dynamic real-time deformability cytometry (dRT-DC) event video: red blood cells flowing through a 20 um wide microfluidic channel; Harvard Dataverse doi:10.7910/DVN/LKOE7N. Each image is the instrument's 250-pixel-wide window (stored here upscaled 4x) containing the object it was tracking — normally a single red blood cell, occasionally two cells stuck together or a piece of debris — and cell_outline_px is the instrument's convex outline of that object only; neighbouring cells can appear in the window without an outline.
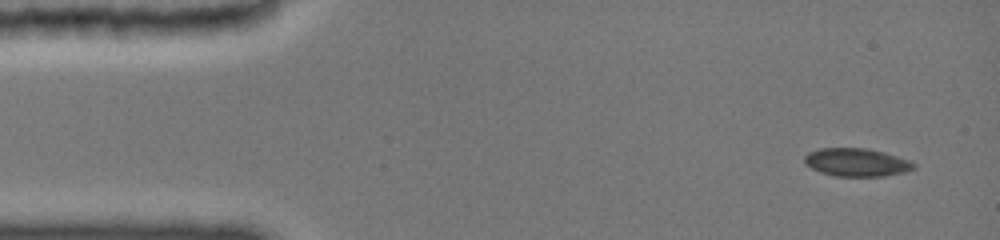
{"species": "common noctule bat (a hibernating species)", "species_latin": "Nyctalus noctula", "temperature_condition": "cold", "stored_images_in_passage": 9, "camera_frame_rate_fps": 3000, "um_per_image_px": 0.085, "animal": {"sex": "female", "body_mass_g": 19.0, "forearm_length_mm": 51.5}, "frame": {"image": 1, "passage_image": 1, "time_ms": 0.0, "image_size_px": [1000, 240], "cell_outline_px": [[916, 168], [904, 172], [884, 176], [832, 176], [820, 172], [804, 164], [804, 156], [808, 152], [820, 148], [864, 148], [880, 152], [908, 160], [916, 164]], "centroid_in_image_um": [72.76, 13.81], "position_along_channel_um": 12.2, "area_um2": 17.74}}
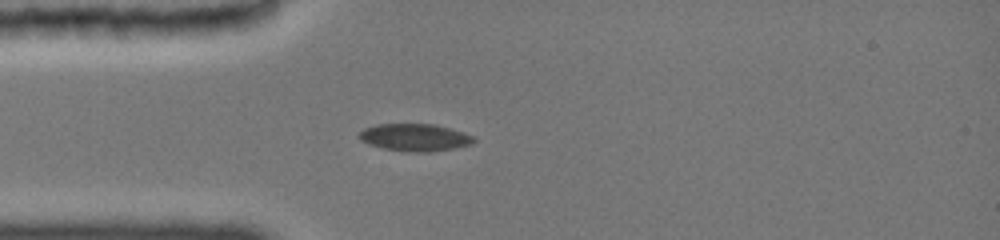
{"frame": {"image": 2, "passage_image": 6, "time_ms": 3.333, "image_size_px": [1000, 240], "cell_outline_px": [[476, 140], [468, 144], [452, 148], [428, 152], [412, 152], [384, 148], [368, 144], [360, 140], [360, 132], [364, 128], [380, 124], [432, 124], [448, 128], [472, 136]], "centroid_in_image_um": [35.21, 11.68], "position_along_channel_um": 49.8, "area_um2": 17.74}}
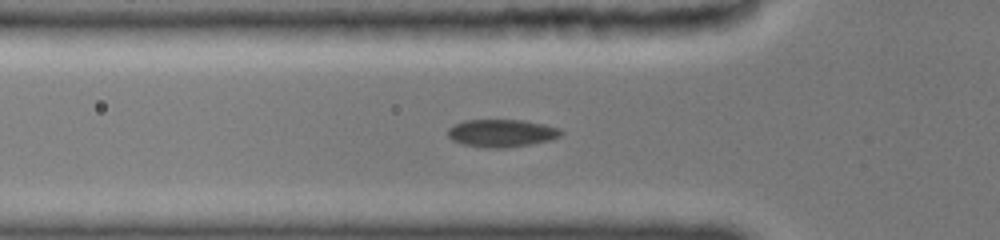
{"frame": {"image": 3, "passage_image": 8, "time_ms": 4.333, "image_size_px": [1000, 240], "cell_outline_px": [[560, 132], [556, 136], [548, 140], [528, 144], [504, 148], [484, 148], [460, 144], [452, 140], [448, 136], [448, 128], [464, 120], [520, 120], [540, 124], [556, 128]], "centroid_in_image_um": [42.49, 11.33], "position_along_channel_um": 83.3, "area_um2": 17.74}}